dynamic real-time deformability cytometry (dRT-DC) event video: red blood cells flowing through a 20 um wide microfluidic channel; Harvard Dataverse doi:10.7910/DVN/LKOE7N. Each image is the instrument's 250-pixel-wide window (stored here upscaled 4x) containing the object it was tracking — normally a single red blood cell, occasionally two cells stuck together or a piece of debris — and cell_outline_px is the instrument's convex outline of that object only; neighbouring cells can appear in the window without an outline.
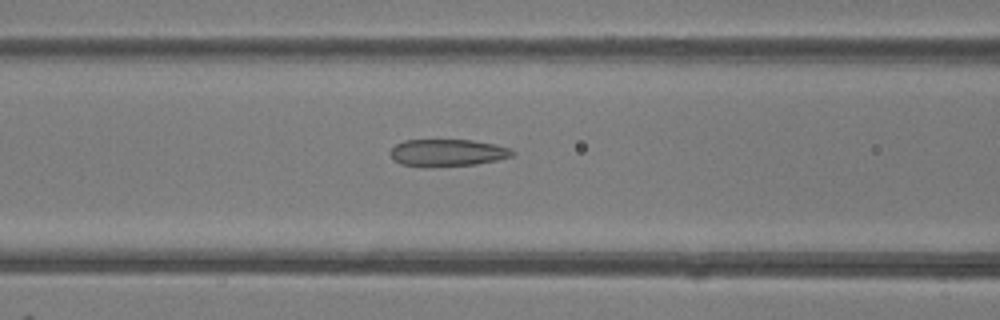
{"species": "common noctule bat (a hibernating species)", "species_latin": "Nyctalus noctula", "temperature_condition": "room temperature", "stored_images_in_passage": 30, "camera_frame_rate_fps": 3000, "um_per_image_px": 0.085, "animal": {"sex": "female"}, "frame": {"image": 1, "passage_image": 7, "time_ms": 2.0, "image_size_px": [1000, 320], "cell_outline_px": [[516, 152], [512, 156], [496, 160], [476, 164], [424, 168], [400, 164], [392, 160], [388, 152], [396, 144], [404, 140], [472, 140], [492, 144], [508, 148]], "centroid_in_image_um": [37.95, 13.0], "position_along_channel_um": 128.7, "area_um2": 19.54}}
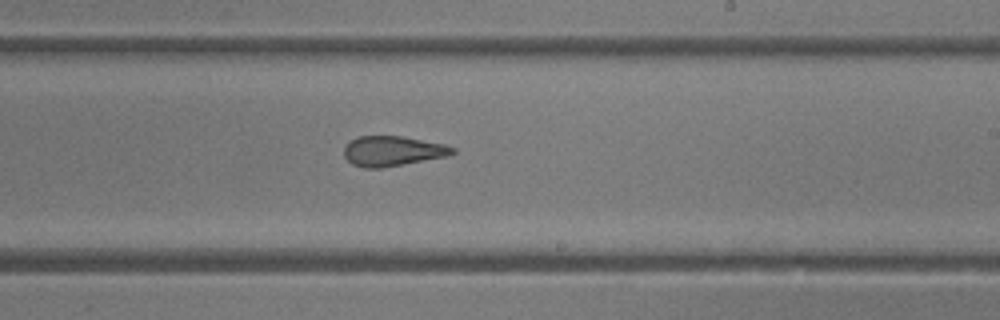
{"frame": {"image": 2, "passage_image": 16, "time_ms": 5.0, "image_size_px": [1000, 320], "cell_outline_px": [[456, 152], [448, 156], [380, 168], [364, 168], [352, 164], [344, 156], [344, 148], [356, 136], [400, 136], [444, 144], [456, 148]], "centroid_in_image_um": [33.37, 12.84], "position_along_channel_um": 255.6, "area_um2": 18.84}}
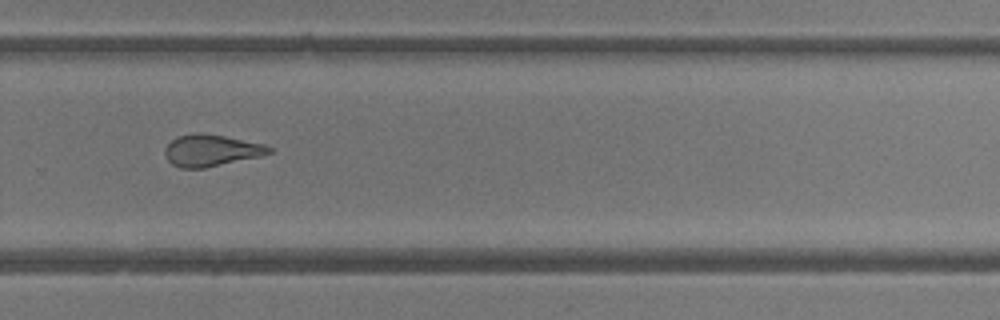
{"frame": {"image": 3, "passage_image": 20, "time_ms": 6.333, "image_size_px": [1000, 320], "cell_outline_px": [[272, 152], [260, 156], [204, 168], [180, 168], [172, 164], [168, 160], [164, 152], [164, 148], [172, 140], [180, 136], [196, 132], [200, 132], [224, 136], [264, 144], [272, 148]], "centroid_in_image_um": [17.93, 12.78], "position_along_channel_um": 311.9, "area_um2": 19.07}, "authors_computed_cell_mechanics": {"area_um2": 19.652, "velocity_mm_per_s": 4.2334, "shape_relaxation_time_tau1_ms": null, "shape_relaxation_time_tau2_ms": 1.4551, "deformation_change_tau1": null, "deformation_change_tau2": 0.0777}}